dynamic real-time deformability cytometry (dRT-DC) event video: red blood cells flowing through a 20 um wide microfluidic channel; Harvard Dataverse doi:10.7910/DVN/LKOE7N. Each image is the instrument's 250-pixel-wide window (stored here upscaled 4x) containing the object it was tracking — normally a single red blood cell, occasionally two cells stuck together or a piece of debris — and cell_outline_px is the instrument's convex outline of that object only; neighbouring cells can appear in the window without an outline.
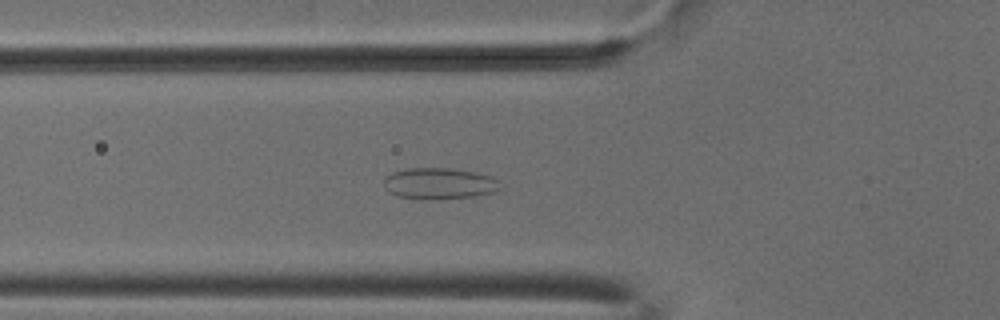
{"species": "common noctule bat (a hibernating species)", "species_latin": "Nyctalus noctula", "temperature_condition": "cold", "stored_images_in_passage": 53, "camera_frame_rate_fps": 3000, "um_per_image_px": 0.085, "animal": {"sex": "male", "body_mass_g": 18.8}, "frame": {"image": 1, "passage_image": 19, "time_ms": 6.0, "image_size_px": [1000, 320], "cell_outline_px": [[500, 188], [496, 192], [476, 196], [432, 200], [420, 200], [396, 196], [388, 192], [384, 188], [384, 180], [392, 172], [408, 168], [448, 168], [472, 172], [492, 176], [500, 180]], "centroid_in_image_um": [37.33, 15.62], "position_along_channel_um": 88.5, "area_um2": 21.56}}
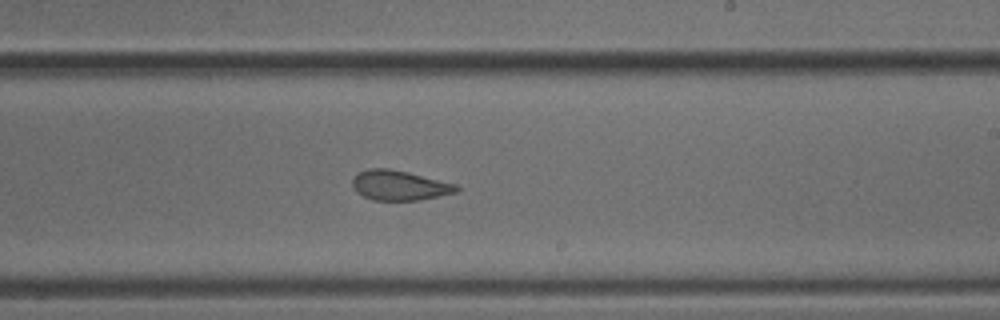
{"frame": {"image": 2, "passage_image": 32, "time_ms": 10.333, "image_size_px": [1000, 320], "cell_outline_px": [[460, 188], [456, 192], [420, 200], [372, 200], [356, 192], [352, 188], [352, 180], [360, 172], [368, 168], [388, 168], [408, 172], [456, 184]], "centroid_in_image_um": [33.93, 15.76], "position_along_channel_um": 255.1, "area_um2": 18.03}}
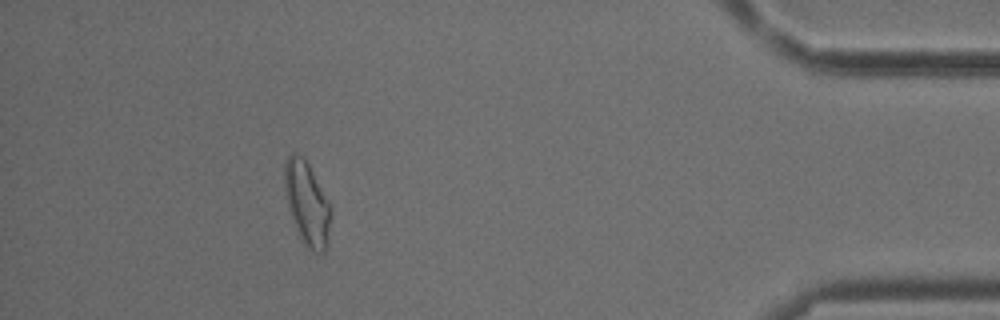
{"frame": {"image": 3, "passage_image": 48, "time_ms": 15.667, "image_size_px": [1000, 320], "cell_outline_px": [[332, 216], [324, 252], [312, 252], [304, 244], [292, 220], [288, 208], [284, 188], [284, 164], [288, 156], [292, 152], [296, 152], [304, 156], [332, 208]], "centroid_in_image_um": [26.08, 17.25], "position_along_channel_um": 409.1, "area_um2": 22.54}, "authors_computed_cell_mechanics": {"area_um2": 20.6924, "velocity_mm_per_s": 3.8361, "shape_relaxation_time_tau1_ms": null, "shape_relaxation_time_tau2_ms": 1.9368, "deformation_change_tau1": null, "deformation_change_tau2": 0.0852}}